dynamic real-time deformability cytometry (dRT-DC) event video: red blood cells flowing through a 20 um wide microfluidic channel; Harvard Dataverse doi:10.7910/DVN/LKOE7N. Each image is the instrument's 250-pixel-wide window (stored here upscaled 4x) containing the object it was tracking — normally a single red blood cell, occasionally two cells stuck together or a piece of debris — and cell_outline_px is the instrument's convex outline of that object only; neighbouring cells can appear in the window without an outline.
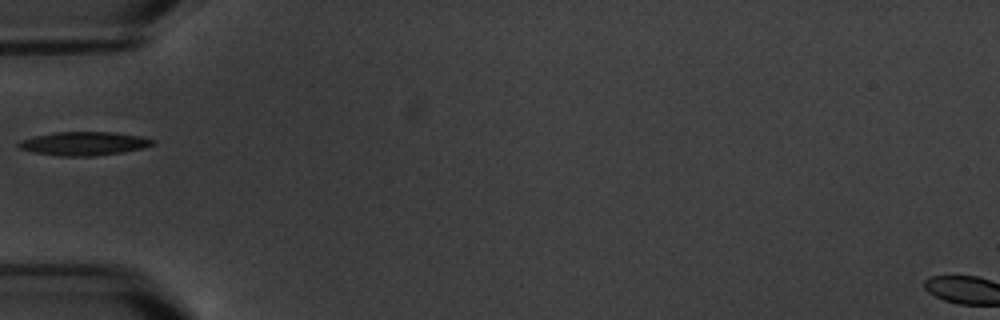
{"species": "common noctule bat (a hibernating species)", "species_latin": "Nyctalus noctula", "temperature_condition": "warm", "stored_images_in_passage": 2, "camera_frame_rate_fps": 3000, "um_per_image_px": 0.085, "animal": {"sex": "male", "body_mass_g": 20.1, "forearm_length_mm": 53.5}, "frame": {"image": 1, "passage_image": 2, "time_ms": 2.0, "image_size_px": [1000, 320], "cell_outline_px": [[156, 144], [144, 148], [96, 156], [60, 156], [32, 152], [20, 148], [16, 144], [20, 140], [36, 136], [56, 132], [116, 132], [140, 136], [156, 140]], "centroid_in_image_um": [7.17, 12.2], "position_along_channel_um": 77.8, "area_um2": 18.5}}